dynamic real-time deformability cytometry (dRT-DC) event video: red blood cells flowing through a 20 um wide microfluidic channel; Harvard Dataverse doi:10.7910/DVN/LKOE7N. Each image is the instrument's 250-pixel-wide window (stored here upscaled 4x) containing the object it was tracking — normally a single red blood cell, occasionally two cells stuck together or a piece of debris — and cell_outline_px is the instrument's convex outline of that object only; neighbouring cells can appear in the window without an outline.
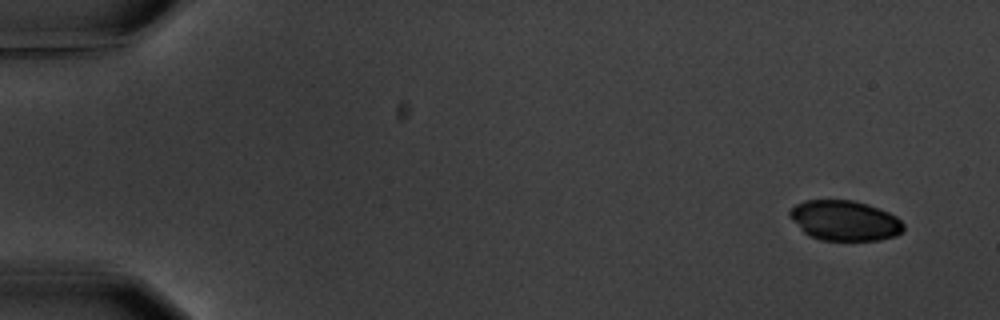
{"species": "common noctule bat (a hibernating species)", "species_latin": "Nyctalus noctula", "temperature_condition": "warm", "stored_images_in_passage": 4, "camera_frame_rate_fps": 3000, "um_per_image_px": 0.085, "animal": {"sex": "male", "body_mass_g": 20.1, "forearm_length_mm": 53.5}, "frame": {"image": 1, "passage_image": 1, "time_ms": 0.0, "image_size_px": [1000, 320], "cell_outline_px": [[904, 228], [896, 236], [880, 240], [820, 240], [808, 236], [792, 220], [788, 212], [796, 204], [804, 200], [852, 200], [868, 204], [888, 212], [896, 216], [904, 224]], "centroid_in_image_um": [71.79, 18.75], "position_along_channel_um": 13.2, "area_um2": 26.65}}